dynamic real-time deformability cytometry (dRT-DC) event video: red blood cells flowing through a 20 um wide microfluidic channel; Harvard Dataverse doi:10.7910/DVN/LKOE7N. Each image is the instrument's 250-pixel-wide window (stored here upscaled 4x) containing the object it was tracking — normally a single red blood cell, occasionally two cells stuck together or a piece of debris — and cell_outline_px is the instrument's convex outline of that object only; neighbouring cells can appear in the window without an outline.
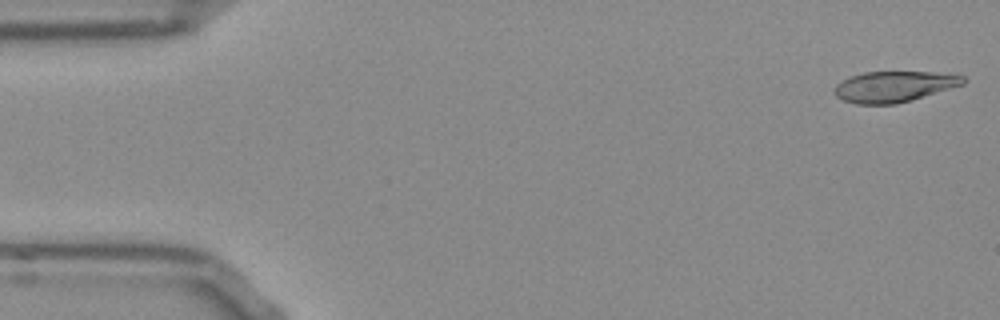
{"species": "Egyptian fruit bat (a non-hibernating species)", "species_latin": "Rousettus aegyptiacus", "temperature_condition": "room temperature", "stored_images_in_passage": 51, "camera_frame_rate_fps": 3000, "um_per_image_px": 0.085, "frame": {"image": 1, "passage_image": 1, "time_ms": 0.0, "image_size_px": [1000, 320], "cell_outline_px": [[968, 80], [964, 84], [896, 104], [856, 104], [844, 100], [836, 96], [832, 92], [836, 84], [852, 76], [864, 72], [932, 72], [964, 76]], "centroid_in_image_um": [75.98, 7.36], "position_along_channel_um": 9.0, "area_um2": 22.89}}
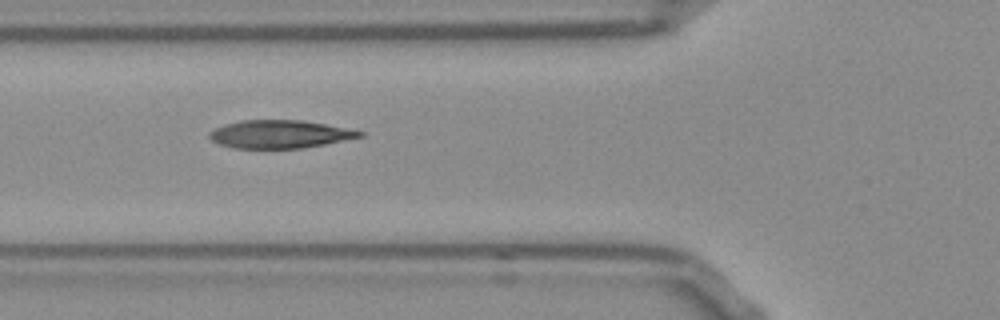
{"frame": {"image": 2, "passage_image": 18, "time_ms": 5.667, "image_size_px": [1000, 320], "cell_outline_px": [[364, 136], [324, 144], [300, 148], [232, 148], [220, 144], [212, 140], [208, 136], [208, 132], [224, 124], [240, 120], [304, 120], [364, 132]], "centroid_in_image_um": [23.73, 11.4], "position_along_channel_um": 102.1, "area_um2": 24.33}}
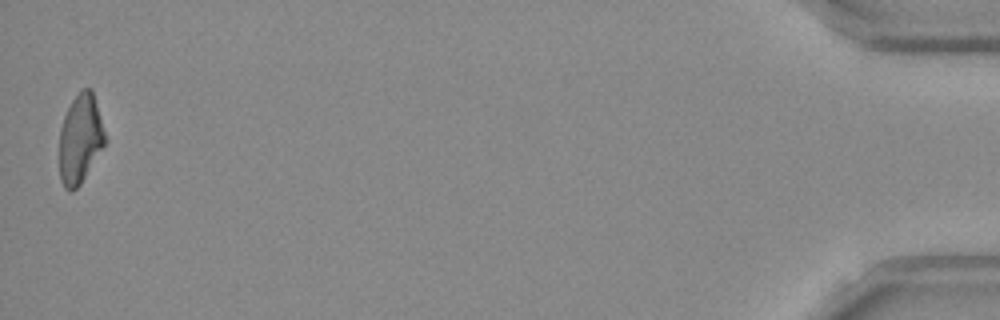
{"frame": {"image": 3, "passage_image": 51, "time_ms": 16.667, "image_size_px": [1000, 320], "cell_outline_px": [[104, 144], [80, 184], [72, 192], [68, 192], [64, 188], [60, 180], [60, 128], [64, 116], [72, 100], [84, 88], [92, 88], [104, 132]], "centroid_in_image_um": [6.78, 11.83], "position_along_channel_um": 428.4, "area_um2": 23.12}, "authors_computed_cell_mechanics": {"area_um2": 25.0274, "velocity_mm_per_s": 3.8578, "shape_relaxation_time_tau1_ms": 5.5387, "shape_relaxation_time_tau2_ms": 1.4866, "deformation_change_tau1": 0.199, "deformation_change_tau2": 0.075}}